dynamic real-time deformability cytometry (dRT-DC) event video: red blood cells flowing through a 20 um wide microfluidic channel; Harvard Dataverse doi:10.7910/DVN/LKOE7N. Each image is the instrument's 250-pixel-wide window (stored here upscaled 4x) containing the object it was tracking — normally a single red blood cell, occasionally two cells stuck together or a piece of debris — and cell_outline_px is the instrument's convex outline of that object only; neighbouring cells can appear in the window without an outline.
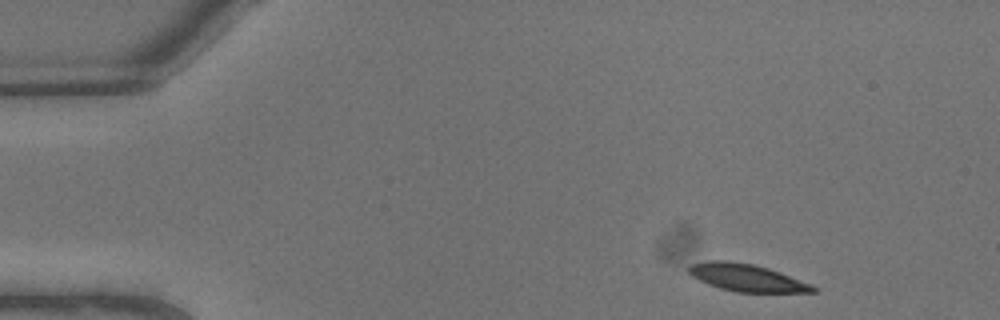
{"species": "common noctule bat (a hibernating species)", "species_latin": "Nyctalus noctula", "temperature_condition": "warm", "stored_images_in_passage": 6, "camera_frame_rate_fps": 3000, "um_per_image_px": 0.085, "animal": {"sex": "male", "body_mass_g": 13.3}, "frame": {"image": 1, "passage_image": 1, "time_ms": 0.0, "image_size_px": [1000, 320], "cell_outline_px": [[816, 292], [736, 292], [720, 288], [708, 284], [692, 276], [688, 272], [688, 268], [692, 264], [708, 260], [724, 260], [752, 264], [768, 268], [780, 272], [812, 284], [816, 288]], "centroid_in_image_um": [63.47, 23.6], "position_along_channel_um": 21.5, "area_um2": 19.65}}
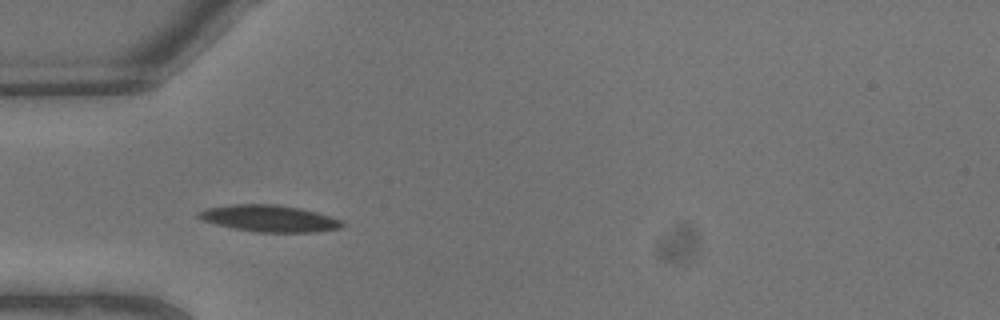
{"frame": {"image": 2, "passage_image": 5, "time_ms": 1.333, "image_size_px": [1000, 320], "cell_outline_px": [[344, 228], [316, 232], [256, 232], [232, 228], [204, 220], [196, 216], [196, 212], [204, 208], [232, 204], [276, 204], [300, 208], [316, 212], [340, 220], [344, 224]], "centroid_in_image_um": [22.88, 18.56], "position_along_channel_um": 62.1, "area_um2": 22.37}}